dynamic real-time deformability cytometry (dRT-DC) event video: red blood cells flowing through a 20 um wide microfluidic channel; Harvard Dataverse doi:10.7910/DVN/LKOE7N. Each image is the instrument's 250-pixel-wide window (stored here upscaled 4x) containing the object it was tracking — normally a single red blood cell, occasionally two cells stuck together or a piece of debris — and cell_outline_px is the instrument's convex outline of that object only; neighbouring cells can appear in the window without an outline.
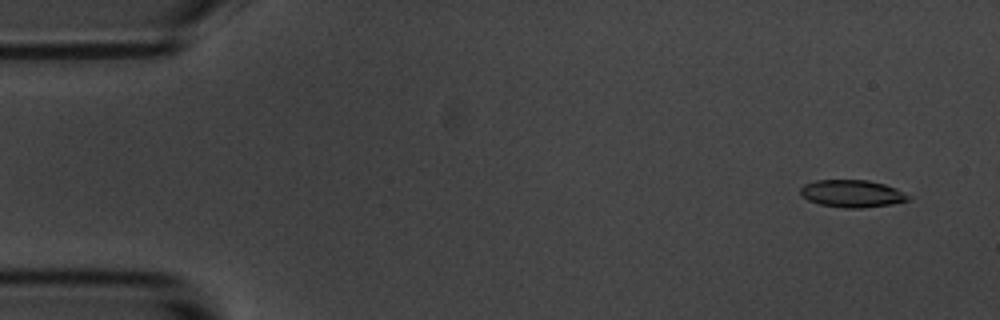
{"species": "common noctule bat (a hibernating species)", "species_latin": "Nyctalus noctula", "temperature_condition": "room temperature", "stored_images_in_passage": 7, "camera_frame_rate_fps": 3000, "um_per_image_px": 0.085, "animal": {"sex": "male", "body_mass_g": 20.1, "forearm_length_mm": 53.5}, "frame": {"image": 1, "passage_image": 2, "time_ms": 1.0, "image_size_px": [1000, 320], "cell_outline_px": [[912, 196], [908, 200], [892, 204], [860, 208], [844, 208], [820, 204], [808, 200], [800, 196], [800, 188], [804, 184], [816, 180], [868, 180], [884, 184], [896, 188]], "centroid_in_image_um": [72.42, 16.45], "position_along_channel_um": 12.6, "area_um2": 17.28}}
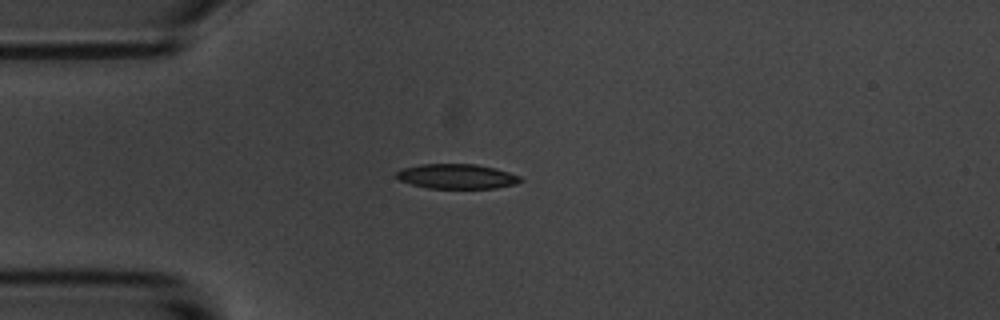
{"frame": {"image": 2, "passage_image": 5, "time_ms": 4.667, "image_size_px": [1000, 320], "cell_outline_px": [[524, 180], [516, 184], [496, 188], [428, 188], [412, 184], [400, 180], [396, 176], [396, 172], [400, 168], [420, 164], [476, 164], [496, 168], [520, 176]], "centroid_in_image_um": [38.84, 14.98], "position_along_channel_um": 46.2, "area_um2": 17.98}}